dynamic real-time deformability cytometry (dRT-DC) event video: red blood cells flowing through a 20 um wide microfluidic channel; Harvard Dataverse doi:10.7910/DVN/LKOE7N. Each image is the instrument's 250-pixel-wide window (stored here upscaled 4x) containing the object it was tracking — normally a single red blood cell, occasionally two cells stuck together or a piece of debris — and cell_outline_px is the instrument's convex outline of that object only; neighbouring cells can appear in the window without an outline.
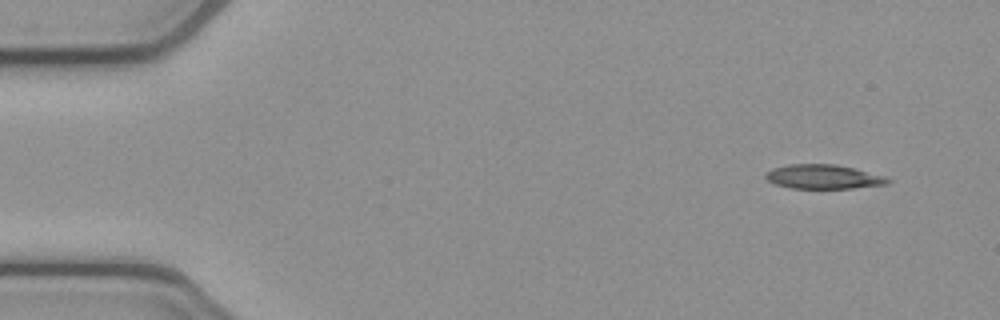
{"species": "common noctule bat (a hibernating species)", "species_latin": "Nyctalus noctula", "temperature_condition": "cold", "stored_images_in_passage": 4, "camera_frame_rate_fps": 3000, "um_per_image_px": 0.085, "animal": {"sex": "female", "body_mass_g": 21.9}, "frame": {"image": 1, "passage_image": 1, "time_ms": 0.0, "image_size_px": [1000, 320], "cell_outline_px": [[892, 180], [888, 184], [852, 188], [792, 188], [776, 184], [768, 180], [764, 176], [772, 168], [788, 164], [836, 164], [884, 176]], "centroid_in_image_um": [69.98, 15.02], "position_along_channel_um": 15.0, "area_um2": 17.05}}
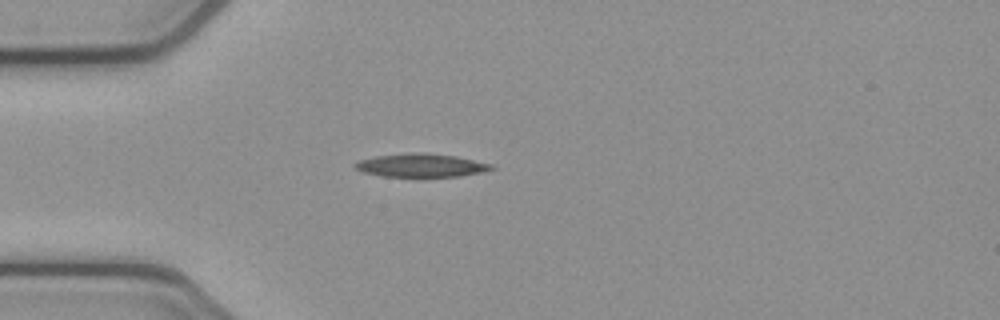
{"frame": {"image": 2, "passage_image": 4, "time_ms": 1.0, "image_size_px": [1000, 320], "cell_outline_px": [[496, 168], [484, 172], [460, 176], [420, 180], [384, 176], [364, 172], [356, 168], [352, 164], [356, 160], [376, 156], [412, 152], [424, 152], [456, 156], [492, 164]], "centroid_in_image_um": [35.8, 14.1], "position_along_channel_um": 49.2, "area_um2": 19.65}}